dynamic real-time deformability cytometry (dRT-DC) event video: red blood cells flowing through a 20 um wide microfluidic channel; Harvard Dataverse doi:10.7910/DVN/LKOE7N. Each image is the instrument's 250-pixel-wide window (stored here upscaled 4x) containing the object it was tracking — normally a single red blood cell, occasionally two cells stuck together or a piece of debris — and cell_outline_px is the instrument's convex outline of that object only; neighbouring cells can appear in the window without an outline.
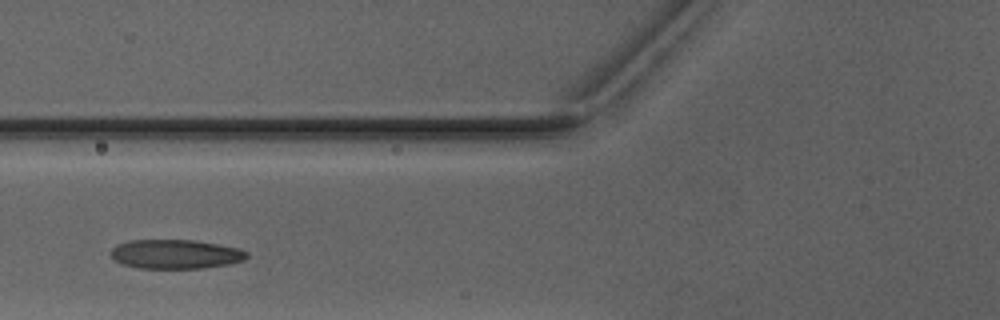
{"species": "Egyptian fruit bat (a non-hibernating species)", "species_latin": "Rousettus aegyptiacus", "temperature_condition": "warm", "stored_images_in_passage": 4, "camera_frame_rate_fps": 3000, "um_per_image_px": 0.085, "animal": {"sex": "male"}, "frame": {"image": 1, "passage_image": 4, "time_ms": 4.333, "image_size_px": [1000, 320], "cell_outline_px": [[248, 256], [244, 260], [228, 264], [204, 268], [136, 268], [124, 264], [116, 260], [108, 252], [116, 244], [128, 240], [192, 240], [240, 248], [248, 252]], "centroid_in_image_um": [14.91, 21.6], "position_along_channel_um": 110.9, "area_um2": 23.18}}